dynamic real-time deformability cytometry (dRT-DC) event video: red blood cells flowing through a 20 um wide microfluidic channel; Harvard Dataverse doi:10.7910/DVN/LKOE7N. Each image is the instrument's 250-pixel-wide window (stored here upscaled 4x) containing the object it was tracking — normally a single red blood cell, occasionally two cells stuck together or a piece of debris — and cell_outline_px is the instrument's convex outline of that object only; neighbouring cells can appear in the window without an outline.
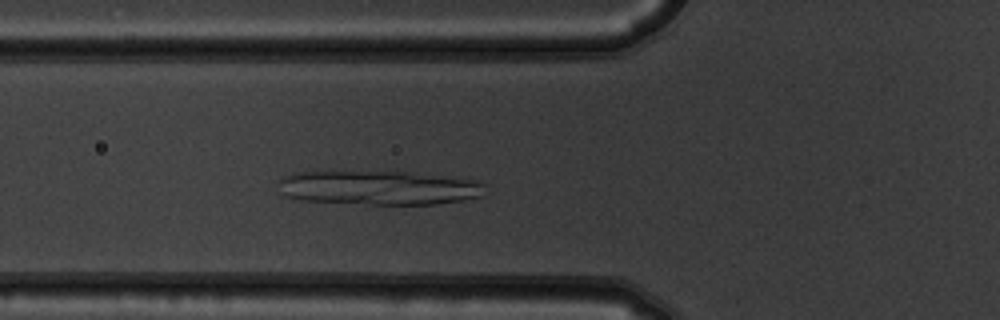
{"species": "common noctule bat (a hibernating species)", "species_latin": "Nyctalus noctula", "temperature_condition": "warm", "stored_images_in_passage": 4, "camera_frame_rate_fps": 3000, "um_per_image_px": 0.085, "animal": {"sex": "male", "body_mass_g": 19.5, "forearm_length_mm": 54.6}, "frame": {"image": 1, "passage_image": 4, "time_ms": 1.0, "image_size_px": [1000, 320], "cell_outline_px": [[484, 196], [464, 200], [436, 204], [372, 204], [300, 200], [288, 196], [280, 192], [280, 180], [284, 176], [296, 172], [412, 172], [480, 180], [484, 184]], "centroid_in_image_um": [32.28, 15.96], "position_along_channel_um": 93.5, "area_um2": 41.15}}